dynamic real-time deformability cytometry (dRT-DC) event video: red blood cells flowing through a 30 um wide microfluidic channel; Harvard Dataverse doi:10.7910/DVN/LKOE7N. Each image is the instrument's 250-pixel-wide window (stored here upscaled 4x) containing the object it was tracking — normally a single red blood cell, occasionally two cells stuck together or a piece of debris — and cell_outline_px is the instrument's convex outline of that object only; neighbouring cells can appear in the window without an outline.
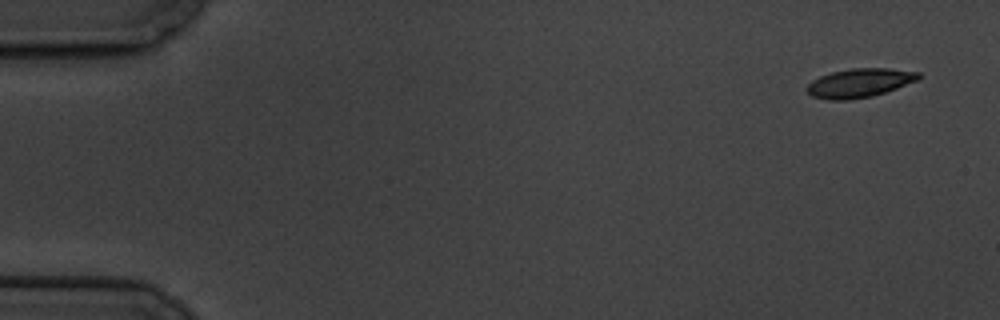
{"species": "common noctule bat (a hibernating species)", "species_latin": "Nyctalus noctula", "temperature_condition": "cold", "stored_images_in_passage": 4, "camera_frame_rate_fps": 3000, "um_per_image_px": 0.085, "animal": {"sex": "male", "body_mass_g": 19.5, "forearm_length_mm": 54.6}, "frame": {"image": 1, "passage_image": 1, "time_ms": 0.0, "image_size_px": [1000, 320], "cell_outline_px": [[920, 80], [872, 96], [848, 100], [828, 100], [812, 96], [804, 88], [812, 80], [820, 76], [832, 72], [852, 68], [888, 68], [920, 72]], "centroid_in_image_um": [73.05, 7.05], "position_along_channel_um": 11.9, "area_um2": 18.84}}